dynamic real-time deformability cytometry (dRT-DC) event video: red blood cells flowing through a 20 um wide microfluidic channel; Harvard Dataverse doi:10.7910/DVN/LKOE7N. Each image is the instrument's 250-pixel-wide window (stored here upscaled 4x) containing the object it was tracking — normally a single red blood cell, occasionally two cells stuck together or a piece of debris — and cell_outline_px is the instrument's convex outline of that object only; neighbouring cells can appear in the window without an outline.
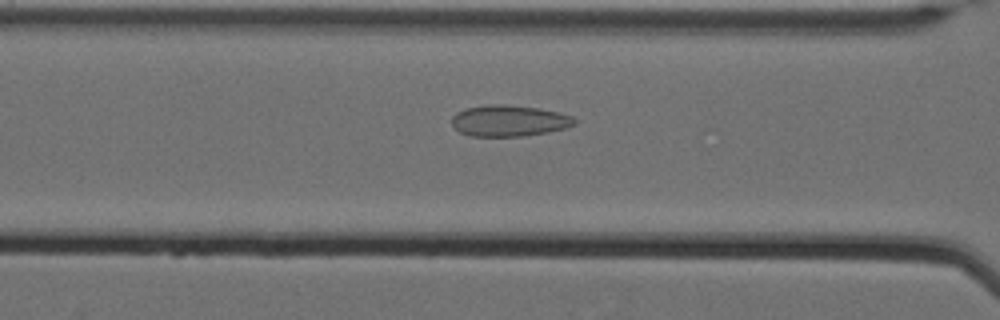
{"species": "Egyptian fruit bat (a non-hibernating species)", "species_latin": "Rousettus aegyptiacus", "temperature_condition": "cold", "stored_images_in_passage": 57, "camera_frame_rate_fps": 3000, "um_per_image_px": 0.085, "animal": {"sex": "female"}, "frame": {"image": 1, "passage_image": 25, "time_ms": 8.0, "image_size_px": [1000, 320], "cell_outline_px": [[576, 124], [564, 128], [548, 132], [524, 136], [468, 136], [460, 132], [452, 124], [452, 116], [456, 112], [464, 108], [488, 104], [504, 104], [540, 108], [560, 112], [572, 116], [576, 120]], "centroid_in_image_um": [43.26, 10.25], "position_along_channel_um": 123.3, "area_um2": 22.54}}
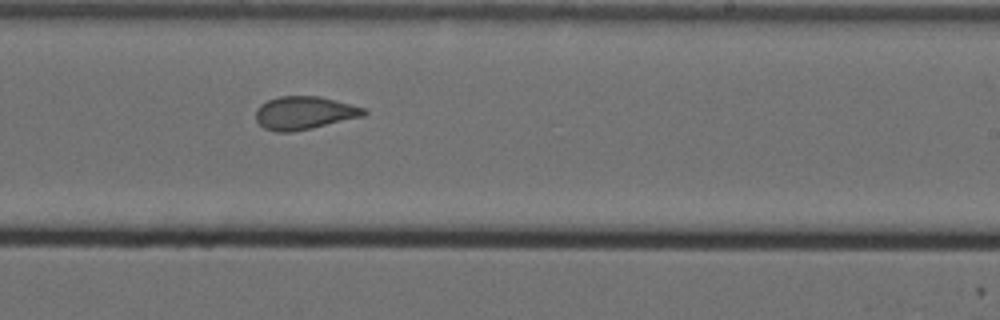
{"frame": {"image": 2, "passage_image": 37, "time_ms": 12.0, "image_size_px": [1000, 320], "cell_outline_px": [[368, 112], [364, 116], [312, 128], [292, 132], [276, 132], [264, 128], [256, 120], [256, 108], [260, 104], [268, 100], [280, 96], [320, 96], [364, 108]], "centroid_in_image_um": [25.85, 9.6], "position_along_channel_um": 263.2, "area_um2": 20.81}}
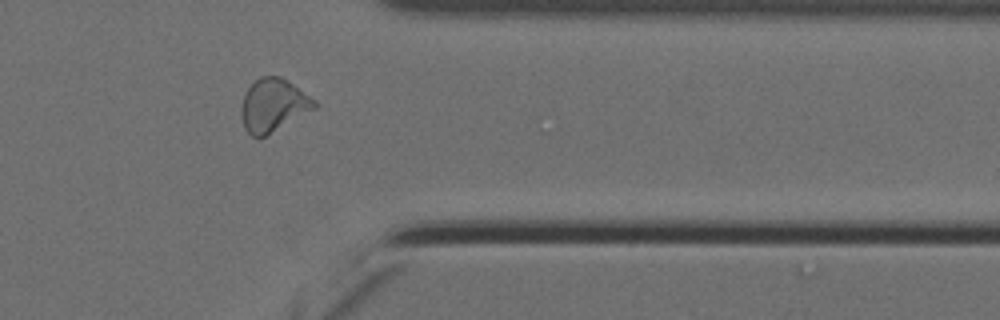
{"frame": {"image": 3, "passage_image": 48, "time_ms": 15.667, "image_size_px": [1000, 320], "cell_outline_px": [[316, 108], [264, 136], [252, 136], [244, 128], [240, 112], [240, 108], [244, 96], [248, 88], [260, 76], [280, 76], [316, 100]], "centroid_in_image_um": [23.21, 8.93], "position_along_channel_um": 388.2, "area_um2": 22.14}, "authors_computed_cell_mechanics": {"area_um2": 22.1374, "velocity_mm_per_s": 3.4934, "shape_relaxation_time_tau1_ms": null, "shape_relaxation_time_tau2_ms": 1.3825, "deformation_change_tau1": null, "deformation_change_tau2": 0.086}}